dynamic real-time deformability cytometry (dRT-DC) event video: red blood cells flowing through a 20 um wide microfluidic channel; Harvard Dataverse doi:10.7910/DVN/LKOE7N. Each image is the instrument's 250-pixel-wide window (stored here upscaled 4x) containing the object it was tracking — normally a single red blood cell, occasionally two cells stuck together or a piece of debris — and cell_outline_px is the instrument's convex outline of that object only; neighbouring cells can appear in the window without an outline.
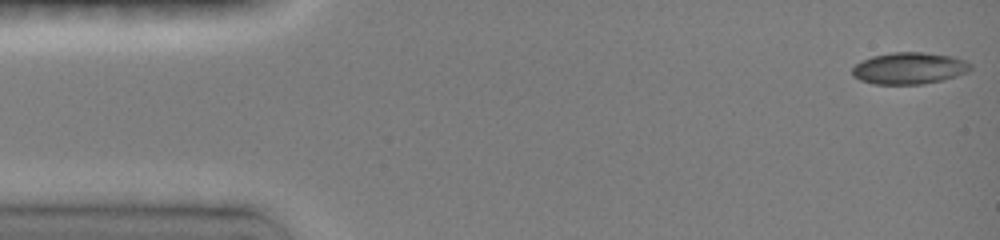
{"species": "common noctule bat (a hibernating species)", "species_latin": "Nyctalus noctula", "temperature_condition": "room temperature", "stored_images_in_passage": 7, "camera_frame_rate_fps": 3000, "um_per_image_px": 0.085, "animal": {"sex": "female", "body_mass_g": 19.0, "forearm_length_mm": 51.5}, "frame": {"image": 1, "passage_image": 1, "time_ms": 0.0, "image_size_px": [1000, 240], "cell_outline_px": [[972, 68], [968, 72], [956, 76], [924, 84], [872, 84], [860, 80], [852, 76], [852, 68], [860, 60], [872, 56], [892, 52], [924, 52], [952, 56], [964, 60], [972, 64]], "centroid_in_image_um": [77.26, 5.8], "position_along_channel_um": 7.7, "area_um2": 22.02}}
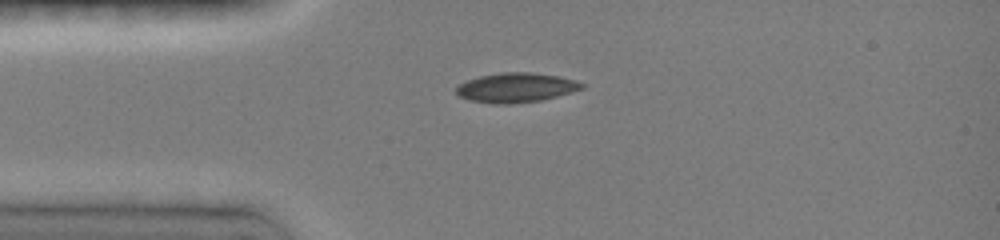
{"frame": {"image": 2, "passage_image": 6, "time_ms": 3.333, "image_size_px": [1000, 240], "cell_outline_px": [[588, 84], [584, 88], [556, 96], [540, 100], [508, 104], [492, 104], [468, 100], [460, 96], [456, 92], [456, 88], [460, 84], [468, 80], [480, 76], [500, 72], [532, 72], [560, 76], [576, 80]], "centroid_in_image_um": [43.89, 7.44], "position_along_channel_um": 41.1, "area_um2": 21.68}}